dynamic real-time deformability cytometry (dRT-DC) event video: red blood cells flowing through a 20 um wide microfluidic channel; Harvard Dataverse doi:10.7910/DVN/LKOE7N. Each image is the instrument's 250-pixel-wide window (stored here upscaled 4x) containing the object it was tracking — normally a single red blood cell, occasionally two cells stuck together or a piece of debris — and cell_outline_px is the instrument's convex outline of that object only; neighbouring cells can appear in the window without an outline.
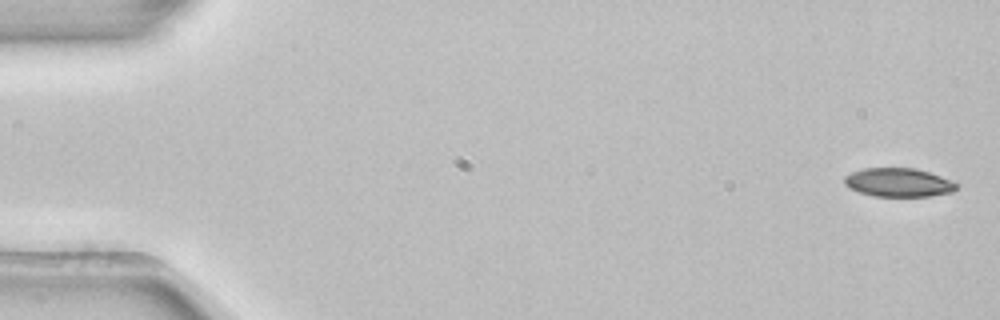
{"species": "common noctule bat (a hibernating species)", "species_latin": "Nyctalus noctula", "temperature_condition": "room temperature", "stored_images_in_passage": 5, "camera_frame_rate_fps": 3000, "um_per_image_px": 0.085, "animal": {"sex": "female", "body_mass_g": 22.7, "forearm_length_mm": 54.2}, "frame": {"image": 1, "passage_image": 1, "time_ms": 0.0, "image_size_px": [1000, 320], "cell_outline_px": [[960, 184], [952, 192], [932, 196], [872, 196], [848, 188], [844, 184], [844, 176], [852, 172], [864, 168], [916, 168], [940, 176]], "centroid_in_image_um": [76.36, 15.51], "position_along_channel_um": 8.6, "area_um2": 18.79}}
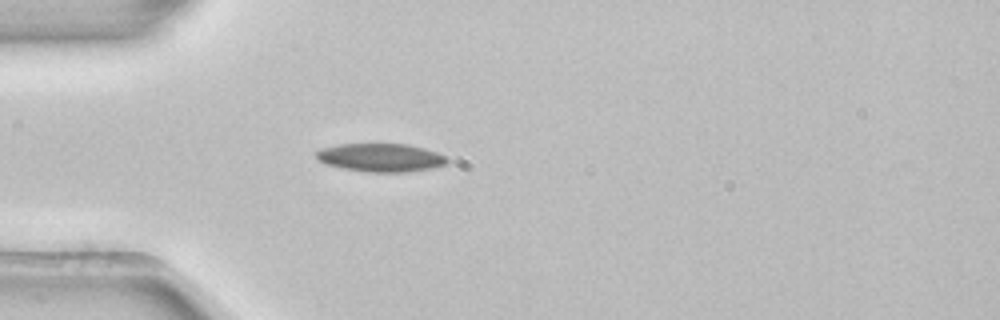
{"frame": {"image": 2, "passage_image": 5, "time_ms": 1.333, "image_size_px": [1000, 320], "cell_outline_px": [[448, 160], [444, 164], [432, 168], [404, 172], [368, 172], [344, 168], [324, 164], [316, 156], [316, 152], [320, 148], [340, 144], [408, 144], [424, 148], [436, 152], [444, 156]], "centroid_in_image_um": [32.33, 13.39], "position_along_channel_um": 52.7, "area_um2": 21.39}}